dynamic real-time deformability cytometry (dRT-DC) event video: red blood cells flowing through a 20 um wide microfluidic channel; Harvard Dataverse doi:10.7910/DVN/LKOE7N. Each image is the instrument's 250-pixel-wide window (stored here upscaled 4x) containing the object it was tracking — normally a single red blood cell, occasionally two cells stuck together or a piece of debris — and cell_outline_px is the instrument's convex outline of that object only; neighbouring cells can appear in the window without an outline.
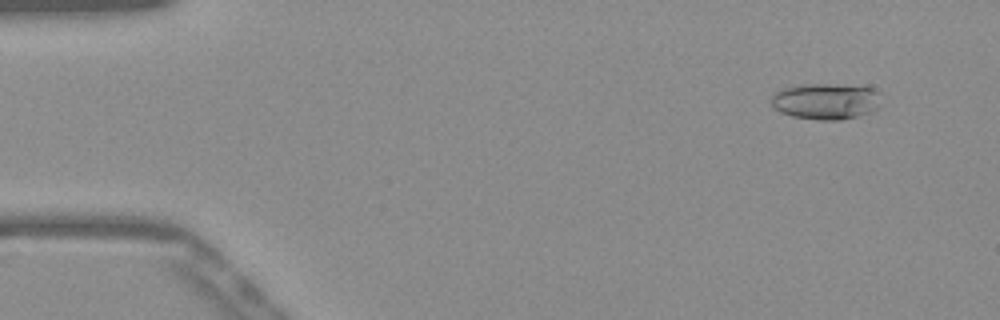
{"species": "Egyptian fruit bat (a non-hibernating species)", "species_latin": "Rousettus aegyptiacus", "temperature_condition": "warm", "stored_images_in_passage": 52, "camera_frame_rate_fps": 3000, "um_per_image_px": 0.085, "frame": {"image": 1, "passage_image": 4, "time_ms": 1.0, "image_size_px": [1000, 320], "cell_outline_px": [[880, 92], [876, 108], [868, 112], [856, 116], [840, 120], [820, 120], [792, 116], [780, 112], [772, 108], [772, 96], [776, 92], [784, 88], [800, 84], [836, 84], [872, 88]], "centroid_in_image_um": [70.15, 8.6], "position_along_channel_um": 14.9, "area_um2": 22.95}}
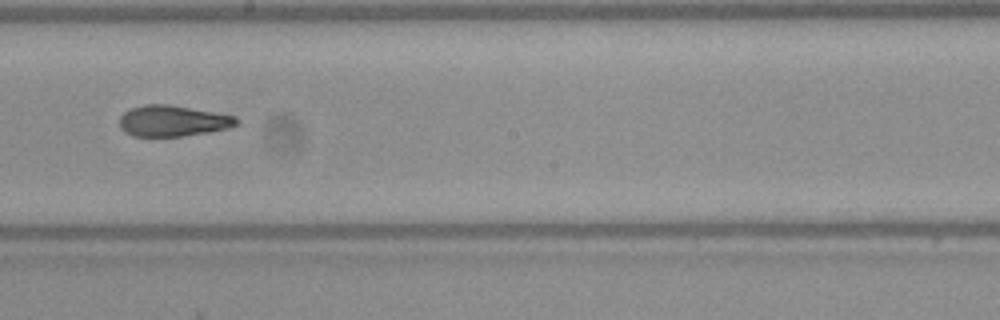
{"frame": {"image": 2, "passage_image": 29, "time_ms": 9.333, "image_size_px": [1000, 320], "cell_outline_px": [[240, 124], [228, 128], [208, 132], [180, 136], [132, 136], [124, 132], [120, 128], [120, 116], [124, 112], [132, 108], [144, 104], [168, 104], [236, 116], [240, 120]], "centroid_in_image_um": [14.69, 10.27], "position_along_channel_um": 233.5, "area_um2": 21.15}}
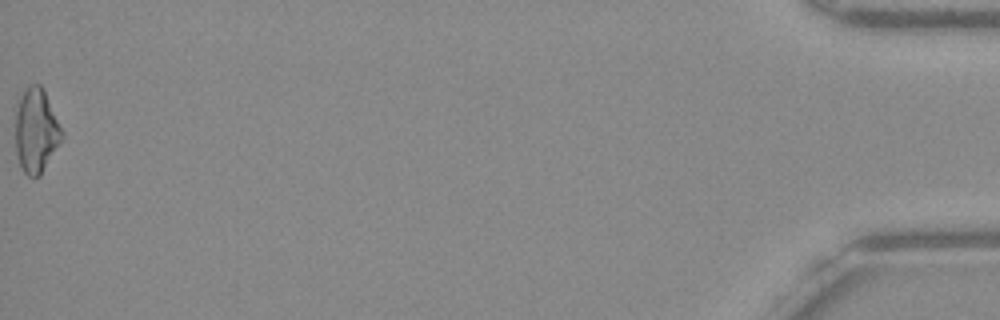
{"frame": {"image": 3, "passage_image": 52, "time_ms": 17.0, "image_size_px": [1000, 320], "cell_outline_px": [[64, 136], [40, 176], [28, 176], [24, 172], [20, 164], [16, 152], [16, 112], [20, 96], [24, 88], [32, 84], [40, 84], [44, 88], [64, 132]], "centroid_in_image_um": [3.09, 11.07], "position_along_channel_um": 432.1, "area_um2": 22.89}, "authors_computed_cell_mechanics": {"area_um2": 21.7328, "velocity_mm_per_s": 3.9085, "shape_relaxation_time_tau1_ms": null, "shape_relaxation_time_tau2_ms": 3.4367, "deformation_change_tau1": null, "deformation_change_tau2": 0.1187}}